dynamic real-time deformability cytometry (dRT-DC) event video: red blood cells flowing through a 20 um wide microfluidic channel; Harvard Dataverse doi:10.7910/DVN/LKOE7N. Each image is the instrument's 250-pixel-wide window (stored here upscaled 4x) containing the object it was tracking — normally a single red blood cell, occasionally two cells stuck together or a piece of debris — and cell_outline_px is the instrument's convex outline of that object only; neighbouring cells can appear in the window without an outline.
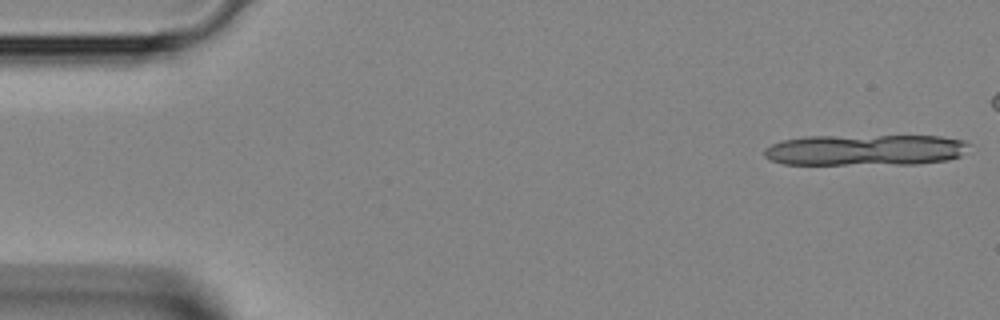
{"species": "Egyptian fruit bat (a non-hibernating species)", "species_latin": "Rousettus aegyptiacus", "temperature_condition": "room temperature", "stored_images_in_passage": 7, "camera_frame_rate_fps": 3000, "um_per_image_px": 0.085, "animal": {"sex": "female"}, "frame": {"image": 1, "passage_image": 1, "time_ms": 0.0, "image_size_px": [1000, 320], "cell_outline_px": [[968, 144], [960, 156], [948, 160], [916, 164], [784, 164], [768, 160], [764, 156], [764, 148], [772, 144], [784, 140], [804, 136], [940, 136], [964, 140]], "centroid_in_image_um": [73.51, 12.75], "position_along_channel_um": 11.5, "area_um2": 37.17}}